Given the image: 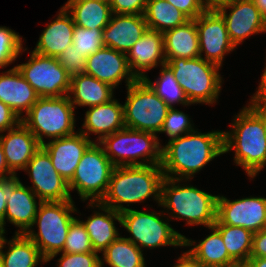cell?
<instances>
[{"mask_svg": "<svg viewBox=\"0 0 266 267\" xmlns=\"http://www.w3.org/2000/svg\"><path fill=\"white\" fill-rule=\"evenodd\" d=\"M45 26L32 51L56 58L73 44L75 24L70 13L61 6L54 20Z\"/></svg>", "mask_w": 266, "mask_h": 267, "instance_id": "obj_25", "label": "cell"}, {"mask_svg": "<svg viewBox=\"0 0 266 267\" xmlns=\"http://www.w3.org/2000/svg\"><path fill=\"white\" fill-rule=\"evenodd\" d=\"M234 267H249L247 264H237L236 266Z\"/></svg>", "mask_w": 266, "mask_h": 267, "instance_id": "obj_56", "label": "cell"}, {"mask_svg": "<svg viewBox=\"0 0 266 267\" xmlns=\"http://www.w3.org/2000/svg\"><path fill=\"white\" fill-rule=\"evenodd\" d=\"M223 154V130L201 133L195 128L162 145L163 175L172 179L192 180L210 161Z\"/></svg>", "mask_w": 266, "mask_h": 267, "instance_id": "obj_1", "label": "cell"}, {"mask_svg": "<svg viewBox=\"0 0 266 267\" xmlns=\"http://www.w3.org/2000/svg\"><path fill=\"white\" fill-rule=\"evenodd\" d=\"M147 29L144 15L113 14L103 29V43L127 54Z\"/></svg>", "mask_w": 266, "mask_h": 267, "instance_id": "obj_21", "label": "cell"}, {"mask_svg": "<svg viewBox=\"0 0 266 267\" xmlns=\"http://www.w3.org/2000/svg\"><path fill=\"white\" fill-rule=\"evenodd\" d=\"M15 175L9 168L5 160L3 146L0 142V179H6Z\"/></svg>", "mask_w": 266, "mask_h": 267, "instance_id": "obj_49", "label": "cell"}, {"mask_svg": "<svg viewBox=\"0 0 266 267\" xmlns=\"http://www.w3.org/2000/svg\"><path fill=\"white\" fill-rule=\"evenodd\" d=\"M26 50L28 48L24 49L23 39L15 30L0 26V69L13 64Z\"/></svg>", "mask_w": 266, "mask_h": 267, "instance_id": "obj_36", "label": "cell"}, {"mask_svg": "<svg viewBox=\"0 0 266 267\" xmlns=\"http://www.w3.org/2000/svg\"><path fill=\"white\" fill-rule=\"evenodd\" d=\"M83 120L79 132L88 139H91L92 133L98 135L95 142L99 143L105 136L125 127L123 104L114 97L107 103L89 107Z\"/></svg>", "mask_w": 266, "mask_h": 267, "instance_id": "obj_22", "label": "cell"}, {"mask_svg": "<svg viewBox=\"0 0 266 267\" xmlns=\"http://www.w3.org/2000/svg\"><path fill=\"white\" fill-rule=\"evenodd\" d=\"M29 60L16 67L39 97L68 95L71 77L56 58L30 51Z\"/></svg>", "mask_w": 266, "mask_h": 267, "instance_id": "obj_12", "label": "cell"}, {"mask_svg": "<svg viewBox=\"0 0 266 267\" xmlns=\"http://www.w3.org/2000/svg\"><path fill=\"white\" fill-rule=\"evenodd\" d=\"M5 160L8 168L17 175L19 170H24L33 155L41 148L38 139L21 122L11 130L0 134Z\"/></svg>", "mask_w": 266, "mask_h": 267, "instance_id": "obj_23", "label": "cell"}, {"mask_svg": "<svg viewBox=\"0 0 266 267\" xmlns=\"http://www.w3.org/2000/svg\"><path fill=\"white\" fill-rule=\"evenodd\" d=\"M183 12L189 19H196L209 6L205 0H166Z\"/></svg>", "mask_w": 266, "mask_h": 267, "instance_id": "obj_43", "label": "cell"}, {"mask_svg": "<svg viewBox=\"0 0 266 267\" xmlns=\"http://www.w3.org/2000/svg\"><path fill=\"white\" fill-rule=\"evenodd\" d=\"M114 88L86 73L71 77L68 97L75 109L93 107L114 98Z\"/></svg>", "mask_w": 266, "mask_h": 267, "instance_id": "obj_28", "label": "cell"}, {"mask_svg": "<svg viewBox=\"0 0 266 267\" xmlns=\"http://www.w3.org/2000/svg\"><path fill=\"white\" fill-rule=\"evenodd\" d=\"M188 114L174 108L168 110L160 133H166L168 140L183 136L195 129ZM192 122V123H191Z\"/></svg>", "mask_w": 266, "mask_h": 267, "instance_id": "obj_39", "label": "cell"}, {"mask_svg": "<svg viewBox=\"0 0 266 267\" xmlns=\"http://www.w3.org/2000/svg\"><path fill=\"white\" fill-rule=\"evenodd\" d=\"M40 203L41 200L21 182L17 175L9 177L4 232L6 231V222L9 221L18 228L15 234H25L33 225Z\"/></svg>", "mask_w": 266, "mask_h": 267, "instance_id": "obj_17", "label": "cell"}, {"mask_svg": "<svg viewBox=\"0 0 266 267\" xmlns=\"http://www.w3.org/2000/svg\"><path fill=\"white\" fill-rule=\"evenodd\" d=\"M126 57L134 76L144 79L148 75L147 71L166 63L163 33L148 28Z\"/></svg>", "mask_w": 266, "mask_h": 267, "instance_id": "obj_20", "label": "cell"}, {"mask_svg": "<svg viewBox=\"0 0 266 267\" xmlns=\"http://www.w3.org/2000/svg\"><path fill=\"white\" fill-rule=\"evenodd\" d=\"M143 251L120 235L101 253V267H146Z\"/></svg>", "mask_w": 266, "mask_h": 267, "instance_id": "obj_33", "label": "cell"}, {"mask_svg": "<svg viewBox=\"0 0 266 267\" xmlns=\"http://www.w3.org/2000/svg\"><path fill=\"white\" fill-rule=\"evenodd\" d=\"M223 131L224 154L234 151V163L255 179L266 167V132L261 118L246 104Z\"/></svg>", "mask_w": 266, "mask_h": 267, "instance_id": "obj_2", "label": "cell"}, {"mask_svg": "<svg viewBox=\"0 0 266 267\" xmlns=\"http://www.w3.org/2000/svg\"><path fill=\"white\" fill-rule=\"evenodd\" d=\"M220 232L229 256L237 264H246L250 258L254 233L246 228L213 224Z\"/></svg>", "mask_w": 266, "mask_h": 267, "instance_id": "obj_34", "label": "cell"}, {"mask_svg": "<svg viewBox=\"0 0 266 267\" xmlns=\"http://www.w3.org/2000/svg\"><path fill=\"white\" fill-rule=\"evenodd\" d=\"M78 210L74 200L47 201L39 204L32 227L25 235L39 248L43 258L50 262L63 251L65 239ZM38 228V232L34 229Z\"/></svg>", "mask_w": 266, "mask_h": 267, "instance_id": "obj_5", "label": "cell"}, {"mask_svg": "<svg viewBox=\"0 0 266 267\" xmlns=\"http://www.w3.org/2000/svg\"><path fill=\"white\" fill-rule=\"evenodd\" d=\"M262 120L266 132V109H252Z\"/></svg>", "mask_w": 266, "mask_h": 267, "instance_id": "obj_52", "label": "cell"}, {"mask_svg": "<svg viewBox=\"0 0 266 267\" xmlns=\"http://www.w3.org/2000/svg\"><path fill=\"white\" fill-rule=\"evenodd\" d=\"M143 15L149 29L162 33L190 20L166 0H148Z\"/></svg>", "mask_w": 266, "mask_h": 267, "instance_id": "obj_32", "label": "cell"}, {"mask_svg": "<svg viewBox=\"0 0 266 267\" xmlns=\"http://www.w3.org/2000/svg\"><path fill=\"white\" fill-rule=\"evenodd\" d=\"M73 46L87 58L105 46L103 43V30L98 28L86 29L75 25Z\"/></svg>", "mask_w": 266, "mask_h": 267, "instance_id": "obj_37", "label": "cell"}, {"mask_svg": "<svg viewBox=\"0 0 266 267\" xmlns=\"http://www.w3.org/2000/svg\"><path fill=\"white\" fill-rule=\"evenodd\" d=\"M56 59L70 77L85 72L86 57L80 54L73 44L69 45Z\"/></svg>", "mask_w": 266, "mask_h": 267, "instance_id": "obj_40", "label": "cell"}, {"mask_svg": "<svg viewBox=\"0 0 266 267\" xmlns=\"http://www.w3.org/2000/svg\"><path fill=\"white\" fill-rule=\"evenodd\" d=\"M159 76L153 81L149 76H146L144 80L155 91V93L165 101L170 108H174L176 104L183 106H190L186 98L183 89L179 85V82L173 76L171 70L166 66H161L159 70Z\"/></svg>", "mask_w": 266, "mask_h": 267, "instance_id": "obj_35", "label": "cell"}, {"mask_svg": "<svg viewBox=\"0 0 266 267\" xmlns=\"http://www.w3.org/2000/svg\"><path fill=\"white\" fill-rule=\"evenodd\" d=\"M250 257L266 258V229L254 233Z\"/></svg>", "mask_w": 266, "mask_h": 267, "instance_id": "obj_46", "label": "cell"}, {"mask_svg": "<svg viewBox=\"0 0 266 267\" xmlns=\"http://www.w3.org/2000/svg\"><path fill=\"white\" fill-rule=\"evenodd\" d=\"M124 107L125 127L159 134L170 107L144 79L126 87Z\"/></svg>", "mask_w": 266, "mask_h": 267, "instance_id": "obj_10", "label": "cell"}, {"mask_svg": "<svg viewBox=\"0 0 266 267\" xmlns=\"http://www.w3.org/2000/svg\"><path fill=\"white\" fill-rule=\"evenodd\" d=\"M65 253L95 252L83 223L75 218L70 224L63 251Z\"/></svg>", "mask_w": 266, "mask_h": 267, "instance_id": "obj_38", "label": "cell"}, {"mask_svg": "<svg viewBox=\"0 0 266 267\" xmlns=\"http://www.w3.org/2000/svg\"><path fill=\"white\" fill-rule=\"evenodd\" d=\"M187 181L191 180L164 177L161 183L160 207L165 214L167 212L170 221L183 219L188 226H213L217 219L218 195L209 194L204 189L186 183Z\"/></svg>", "mask_w": 266, "mask_h": 267, "instance_id": "obj_4", "label": "cell"}, {"mask_svg": "<svg viewBox=\"0 0 266 267\" xmlns=\"http://www.w3.org/2000/svg\"><path fill=\"white\" fill-rule=\"evenodd\" d=\"M23 171L32 183L28 187L41 202L73 200L68 182L53 167L48 152L42 146Z\"/></svg>", "mask_w": 266, "mask_h": 267, "instance_id": "obj_15", "label": "cell"}, {"mask_svg": "<svg viewBox=\"0 0 266 267\" xmlns=\"http://www.w3.org/2000/svg\"><path fill=\"white\" fill-rule=\"evenodd\" d=\"M266 58V57H265ZM255 93L247 104L251 109H266V63Z\"/></svg>", "mask_w": 266, "mask_h": 267, "instance_id": "obj_45", "label": "cell"}, {"mask_svg": "<svg viewBox=\"0 0 266 267\" xmlns=\"http://www.w3.org/2000/svg\"><path fill=\"white\" fill-rule=\"evenodd\" d=\"M114 167L103 147L94 142L81 157L68 182L70 194L76 190L83 202H100L107 192Z\"/></svg>", "mask_w": 266, "mask_h": 267, "instance_id": "obj_11", "label": "cell"}, {"mask_svg": "<svg viewBox=\"0 0 266 267\" xmlns=\"http://www.w3.org/2000/svg\"><path fill=\"white\" fill-rule=\"evenodd\" d=\"M5 248L7 251H4ZM0 260L3 267H37L39 264H47L39 248L25 234H14L10 240L3 236Z\"/></svg>", "mask_w": 266, "mask_h": 267, "instance_id": "obj_29", "label": "cell"}, {"mask_svg": "<svg viewBox=\"0 0 266 267\" xmlns=\"http://www.w3.org/2000/svg\"><path fill=\"white\" fill-rule=\"evenodd\" d=\"M148 211H139L131 207L121 212L120 226L131 235L124 238L133 242L140 250H152L163 246L182 247L184 235L172 228L167 215L163 211Z\"/></svg>", "mask_w": 266, "mask_h": 267, "instance_id": "obj_9", "label": "cell"}, {"mask_svg": "<svg viewBox=\"0 0 266 267\" xmlns=\"http://www.w3.org/2000/svg\"><path fill=\"white\" fill-rule=\"evenodd\" d=\"M209 7H213V0H205Z\"/></svg>", "mask_w": 266, "mask_h": 267, "instance_id": "obj_54", "label": "cell"}, {"mask_svg": "<svg viewBox=\"0 0 266 267\" xmlns=\"http://www.w3.org/2000/svg\"><path fill=\"white\" fill-rule=\"evenodd\" d=\"M4 234H6V232H4L2 227L0 226V243L2 241V238H3Z\"/></svg>", "mask_w": 266, "mask_h": 267, "instance_id": "obj_53", "label": "cell"}, {"mask_svg": "<svg viewBox=\"0 0 266 267\" xmlns=\"http://www.w3.org/2000/svg\"><path fill=\"white\" fill-rule=\"evenodd\" d=\"M160 140L159 135L154 133L124 127L120 131L105 136L99 144L115 167L161 165Z\"/></svg>", "mask_w": 266, "mask_h": 267, "instance_id": "obj_7", "label": "cell"}, {"mask_svg": "<svg viewBox=\"0 0 266 267\" xmlns=\"http://www.w3.org/2000/svg\"><path fill=\"white\" fill-rule=\"evenodd\" d=\"M57 267H101V256L98 252L65 253L61 252Z\"/></svg>", "mask_w": 266, "mask_h": 267, "instance_id": "obj_41", "label": "cell"}, {"mask_svg": "<svg viewBox=\"0 0 266 267\" xmlns=\"http://www.w3.org/2000/svg\"><path fill=\"white\" fill-rule=\"evenodd\" d=\"M163 178L161 165L114 167L107 192L100 203L121 213L129 210L130 204H141L153 197L159 207Z\"/></svg>", "mask_w": 266, "mask_h": 267, "instance_id": "obj_3", "label": "cell"}, {"mask_svg": "<svg viewBox=\"0 0 266 267\" xmlns=\"http://www.w3.org/2000/svg\"><path fill=\"white\" fill-rule=\"evenodd\" d=\"M8 197V178L0 179V226L4 231V216Z\"/></svg>", "mask_w": 266, "mask_h": 267, "instance_id": "obj_47", "label": "cell"}, {"mask_svg": "<svg viewBox=\"0 0 266 267\" xmlns=\"http://www.w3.org/2000/svg\"><path fill=\"white\" fill-rule=\"evenodd\" d=\"M75 25L86 29H104L113 13L106 0H67L63 5Z\"/></svg>", "mask_w": 266, "mask_h": 267, "instance_id": "obj_31", "label": "cell"}, {"mask_svg": "<svg viewBox=\"0 0 266 267\" xmlns=\"http://www.w3.org/2000/svg\"><path fill=\"white\" fill-rule=\"evenodd\" d=\"M223 1H226V0H213V7Z\"/></svg>", "mask_w": 266, "mask_h": 267, "instance_id": "obj_55", "label": "cell"}, {"mask_svg": "<svg viewBox=\"0 0 266 267\" xmlns=\"http://www.w3.org/2000/svg\"><path fill=\"white\" fill-rule=\"evenodd\" d=\"M75 107L68 95L61 97H39L23 116L21 122L43 145L45 139L53 140L75 134ZM52 138V139H51Z\"/></svg>", "mask_w": 266, "mask_h": 267, "instance_id": "obj_8", "label": "cell"}, {"mask_svg": "<svg viewBox=\"0 0 266 267\" xmlns=\"http://www.w3.org/2000/svg\"><path fill=\"white\" fill-rule=\"evenodd\" d=\"M194 20L199 37V56L223 67L226 54L237 49L229 38L224 18L214 7H208Z\"/></svg>", "mask_w": 266, "mask_h": 267, "instance_id": "obj_13", "label": "cell"}, {"mask_svg": "<svg viewBox=\"0 0 266 267\" xmlns=\"http://www.w3.org/2000/svg\"><path fill=\"white\" fill-rule=\"evenodd\" d=\"M116 90L125 80L126 87L137 80L125 53L104 46L86 58L85 72Z\"/></svg>", "mask_w": 266, "mask_h": 267, "instance_id": "obj_18", "label": "cell"}, {"mask_svg": "<svg viewBox=\"0 0 266 267\" xmlns=\"http://www.w3.org/2000/svg\"><path fill=\"white\" fill-rule=\"evenodd\" d=\"M163 36L166 61L172 58L193 59L199 57V37L194 19L165 31Z\"/></svg>", "mask_w": 266, "mask_h": 267, "instance_id": "obj_30", "label": "cell"}, {"mask_svg": "<svg viewBox=\"0 0 266 267\" xmlns=\"http://www.w3.org/2000/svg\"><path fill=\"white\" fill-rule=\"evenodd\" d=\"M172 267H204L201 263L194 260L188 253L183 252L177 258V262Z\"/></svg>", "mask_w": 266, "mask_h": 267, "instance_id": "obj_48", "label": "cell"}, {"mask_svg": "<svg viewBox=\"0 0 266 267\" xmlns=\"http://www.w3.org/2000/svg\"><path fill=\"white\" fill-rule=\"evenodd\" d=\"M203 240L196 242L184 236L183 247H192L185 252L204 267H234L237 263L229 256L220 232L214 227Z\"/></svg>", "mask_w": 266, "mask_h": 267, "instance_id": "obj_27", "label": "cell"}, {"mask_svg": "<svg viewBox=\"0 0 266 267\" xmlns=\"http://www.w3.org/2000/svg\"><path fill=\"white\" fill-rule=\"evenodd\" d=\"M148 0H110L113 14L143 15Z\"/></svg>", "mask_w": 266, "mask_h": 267, "instance_id": "obj_42", "label": "cell"}, {"mask_svg": "<svg viewBox=\"0 0 266 267\" xmlns=\"http://www.w3.org/2000/svg\"><path fill=\"white\" fill-rule=\"evenodd\" d=\"M259 9L261 15L266 19V0H252Z\"/></svg>", "mask_w": 266, "mask_h": 267, "instance_id": "obj_51", "label": "cell"}, {"mask_svg": "<svg viewBox=\"0 0 266 267\" xmlns=\"http://www.w3.org/2000/svg\"><path fill=\"white\" fill-rule=\"evenodd\" d=\"M95 142L83 133L46 141L42 147L48 152L56 171L69 182L86 150Z\"/></svg>", "mask_w": 266, "mask_h": 267, "instance_id": "obj_19", "label": "cell"}, {"mask_svg": "<svg viewBox=\"0 0 266 267\" xmlns=\"http://www.w3.org/2000/svg\"><path fill=\"white\" fill-rule=\"evenodd\" d=\"M214 224L246 228L253 233L266 229V198L250 196L230 200L218 195L217 219Z\"/></svg>", "mask_w": 266, "mask_h": 267, "instance_id": "obj_16", "label": "cell"}, {"mask_svg": "<svg viewBox=\"0 0 266 267\" xmlns=\"http://www.w3.org/2000/svg\"><path fill=\"white\" fill-rule=\"evenodd\" d=\"M165 65L179 82L190 104L213 106L217 103L224 83L219 73L221 67L200 56L193 59L172 58Z\"/></svg>", "mask_w": 266, "mask_h": 267, "instance_id": "obj_6", "label": "cell"}, {"mask_svg": "<svg viewBox=\"0 0 266 267\" xmlns=\"http://www.w3.org/2000/svg\"><path fill=\"white\" fill-rule=\"evenodd\" d=\"M88 203L87 208H95L97 211L94 209L92 216L87 217V220H79L89 235L93 250L102 253L120 236L115 221L121 224V213L102 205L100 202Z\"/></svg>", "mask_w": 266, "mask_h": 267, "instance_id": "obj_24", "label": "cell"}, {"mask_svg": "<svg viewBox=\"0 0 266 267\" xmlns=\"http://www.w3.org/2000/svg\"><path fill=\"white\" fill-rule=\"evenodd\" d=\"M249 267H266L265 257H250L246 263Z\"/></svg>", "mask_w": 266, "mask_h": 267, "instance_id": "obj_50", "label": "cell"}, {"mask_svg": "<svg viewBox=\"0 0 266 267\" xmlns=\"http://www.w3.org/2000/svg\"><path fill=\"white\" fill-rule=\"evenodd\" d=\"M21 123V118L6 104L0 101V134Z\"/></svg>", "mask_w": 266, "mask_h": 267, "instance_id": "obj_44", "label": "cell"}, {"mask_svg": "<svg viewBox=\"0 0 266 267\" xmlns=\"http://www.w3.org/2000/svg\"><path fill=\"white\" fill-rule=\"evenodd\" d=\"M39 96L24 79L16 66L0 73V101L9 106L21 119Z\"/></svg>", "mask_w": 266, "mask_h": 267, "instance_id": "obj_26", "label": "cell"}, {"mask_svg": "<svg viewBox=\"0 0 266 267\" xmlns=\"http://www.w3.org/2000/svg\"><path fill=\"white\" fill-rule=\"evenodd\" d=\"M214 8L224 18L229 38L235 47L251 35L266 33V19L252 0H226Z\"/></svg>", "mask_w": 266, "mask_h": 267, "instance_id": "obj_14", "label": "cell"}]
</instances>
